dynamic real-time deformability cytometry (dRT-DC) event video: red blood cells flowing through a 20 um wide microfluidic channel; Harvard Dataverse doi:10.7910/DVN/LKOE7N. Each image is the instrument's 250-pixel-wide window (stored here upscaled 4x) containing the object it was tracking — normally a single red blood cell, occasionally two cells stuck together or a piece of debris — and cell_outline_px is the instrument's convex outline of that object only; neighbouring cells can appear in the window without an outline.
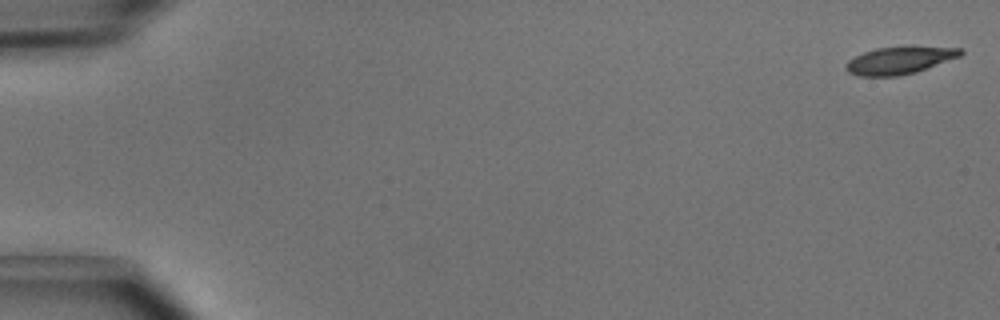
{"species": "common noctule bat (a hibernating species)", "species_latin": "Nyctalus noctula", "temperature_condition": "cold", "stored_images_in_passage": 50, "camera_frame_rate_fps": 3000, "um_per_image_px": 0.085, "animal": {"sex": "male", "body_mass_g": 15.6}, "frame": {"image": 1, "passage_image": 1, "time_ms": 0.0, "image_size_px": [1000, 320], "cell_outline_px": [[964, 52], [960, 56], [916, 72], [900, 76], [860, 76], [848, 72], [844, 68], [844, 64], [848, 60], [864, 52], [876, 48], [908, 44], [912, 44], [960, 48]], "centroid_in_image_um": [76.47, 5.09], "position_along_channel_um": 8.5, "area_um2": 18.96}}
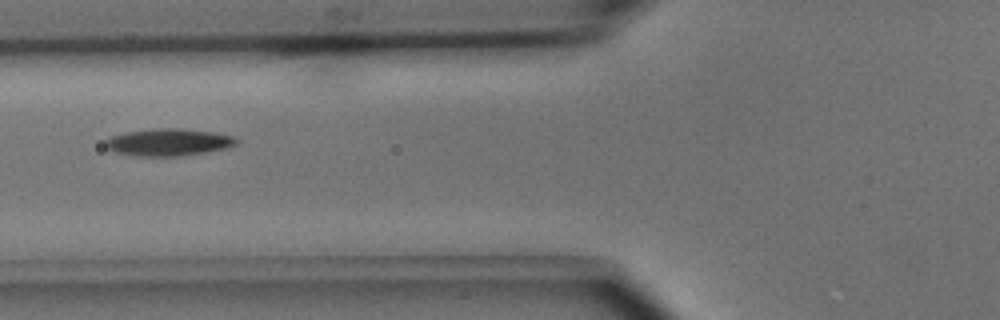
{"frame": {"image": 2, "passage_image": 20, "time_ms": 6.333, "image_size_px": [1000, 320], "cell_outline_px": [[240, 144], [208, 152], [180, 156], [136, 156], [112, 152], [104, 148], [104, 140], [112, 136], [128, 132], [156, 128], [176, 128], [212, 132], [236, 136], [240, 140]], "centroid_in_image_um": [14.33, 12.1], "position_along_channel_um": 111.5, "area_um2": 21.04}}
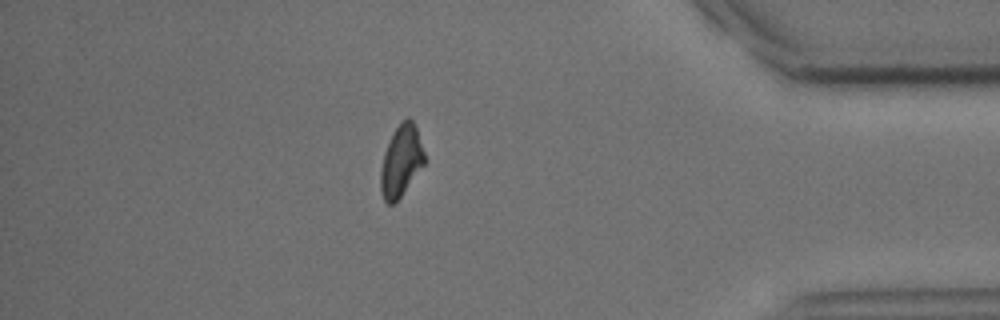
{"frame": {"image": 3, "passage_image": 44, "time_ms": 14.333, "image_size_px": [1000, 320], "cell_outline_px": [[424, 164], [400, 196], [392, 204], [388, 204], [384, 200], [380, 188], [380, 168], [384, 152], [400, 120], [408, 116], [412, 120], [416, 128], [424, 152]], "centroid_in_image_um": [34.07, 13.66], "position_along_channel_um": 401.1, "area_um2": 17.86}, "authors_computed_cell_mechanics": {"area_um2": 19.1029, "velocity_mm_per_s": 4.0193, "shape_relaxation_time_tau1_ms": 3.0117, "shape_relaxation_time_tau2_ms": null, "deformation_change_tau1": 0.1213, "deformation_change_tau2": null}}